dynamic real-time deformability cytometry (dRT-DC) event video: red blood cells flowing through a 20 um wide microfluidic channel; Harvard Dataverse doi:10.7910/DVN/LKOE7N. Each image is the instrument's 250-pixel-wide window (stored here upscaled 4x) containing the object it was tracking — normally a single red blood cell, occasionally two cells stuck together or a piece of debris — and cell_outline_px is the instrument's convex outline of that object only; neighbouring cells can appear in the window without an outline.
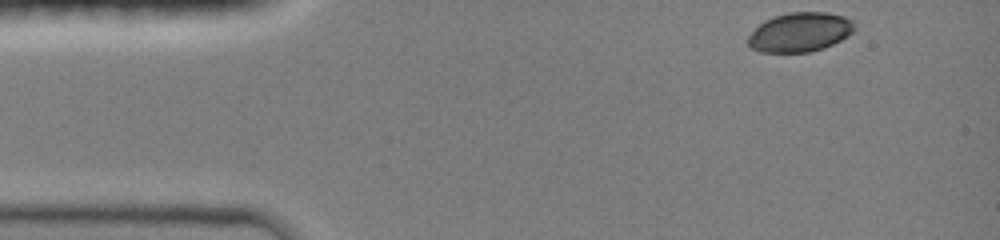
{"species": "common noctule bat (a hibernating species)", "species_latin": "Nyctalus noctula", "temperature_condition": "room temperature", "stored_images_in_passage": 40, "camera_frame_rate_fps": 3000, "um_per_image_px": 0.085, "animal": {"sex": "female", "body_mass_g": 19.0, "forearm_length_mm": 51.5}, "frame": {"image": 1, "passage_image": 1, "time_ms": 0.0, "image_size_px": [1000, 240], "cell_outline_px": [[856, 28], [848, 36], [824, 48], [808, 52], [760, 52], [752, 48], [748, 44], [748, 36], [764, 20], [788, 12], [828, 12], [844, 16], [852, 20], [856, 24]], "centroid_in_image_um": [68.02, 2.73], "position_along_channel_um": 17.0, "area_um2": 24.39}}
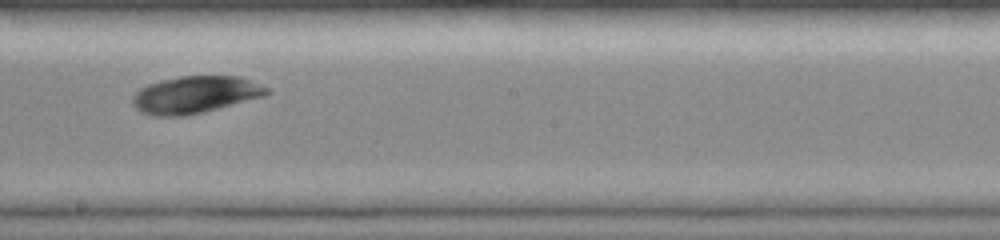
{"frame": {"image": 2, "passage_image": 23, "time_ms": 7.333, "image_size_px": [1000, 240], "cell_outline_px": [[272, 92], [264, 96], [204, 112], [184, 116], [152, 116], [136, 108], [132, 104], [132, 96], [140, 88], [148, 84], [160, 80], [180, 76], [240, 76], [268, 88]], "centroid_in_image_um": [16.58, 8.05], "position_along_channel_um": 231.6, "area_um2": 29.02}}
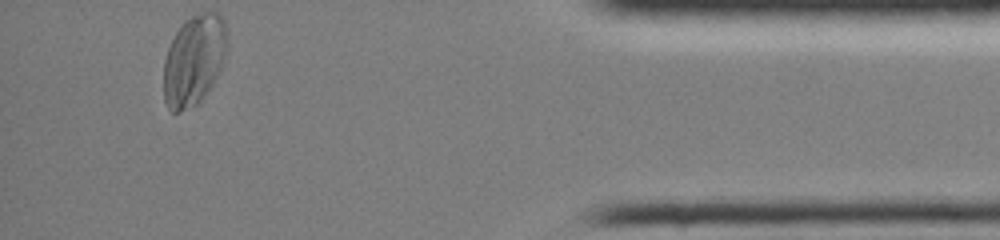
{"frame": {"image": 3, "passage_image": 40, "time_ms": 13.0, "image_size_px": [1000, 240], "cell_outline_px": [[228, 52], [212, 84], [204, 96], [196, 104], [180, 112], [172, 112], [168, 108], [164, 100], [164, 60], [168, 48], [180, 24], [184, 20], [192, 16], [204, 12], [220, 12], [224, 16], [228, 28]], "centroid_in_image_um": [16.53, 5.05], "position_along_channel_um": 418.7, "area_um2": 33.99}}